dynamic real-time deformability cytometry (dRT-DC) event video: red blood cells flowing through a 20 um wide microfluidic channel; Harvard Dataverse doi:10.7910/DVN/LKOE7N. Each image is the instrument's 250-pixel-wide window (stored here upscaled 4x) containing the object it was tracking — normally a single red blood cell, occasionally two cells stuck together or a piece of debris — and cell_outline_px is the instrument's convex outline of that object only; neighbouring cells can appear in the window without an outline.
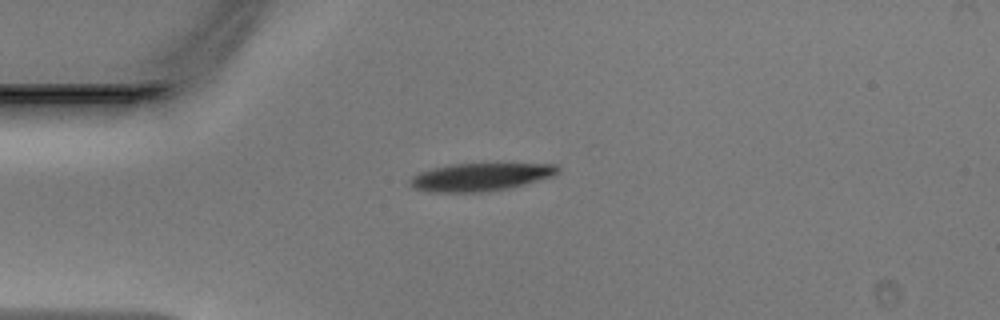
{"species": "Egyptian fruit bat (a non-hibernating species)", "species_latin": "Rousettus aegyptiacus", "temperature_condition": "warm", "stored_images_in_passage": 38, "camera_frame_rate_fps": 3000, "um_per_image_px": 0.085, "animal": {"sex": "male"}, "frame": {"image": 1, "passage_image": 2, "time_ms": 0.333, "image_size_px": [1000, 320], "cell_outline_px": [[560, 172], [552, 176], [524, 184], [504, 188], [480, 192], [436, 192], [416, 188], [408, 180], [412, 176], [420, 172], [436, 168], [456, 164], [556, 164], [560, 168]], "centroid_in_image_um": [40.87, 15.03], "position_along_channel_um": 44.1, "area_um2": 23.29}}
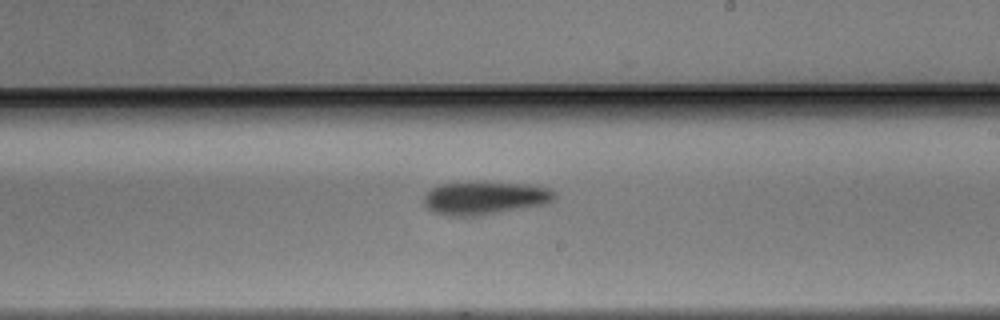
{"frame": {"image": 2, "passage_image": 18, "time_ms": 5.667, "image_size_px": [1000, 320], "cell_outline_px": [[556, 196], [552, 204], [476, 216], [448, 216], [432, 212], [424, 204], [424, 196], [432, 188], [440, 184], [480, 180], [524, 184], [548, 188], [556, 192]], "centroid_in_image_um": [41.25, 16.82], "position_along_channel_um": 247.8, "area_um2": 26.01}}
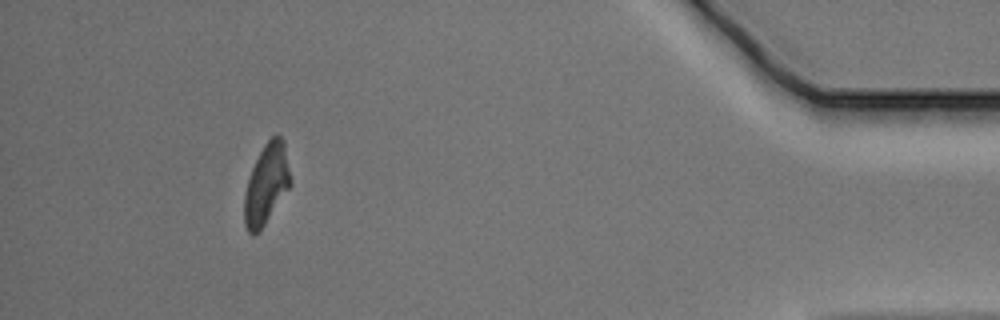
{"frame": {"image": 3, "passage_image": 34, "time_ms": 11.0, "image_size_px": [1000, 320], "cell_outline_px": [[292, 180], [288, 188], [264, 224], [252, 236], [248, 232], [244, 224], [244, 196], [248, 180], [252, 168], [264, 144], [276, 132], [284, 140]], "centroid_in_image_um": [22.65, 15.6], "position_along_channel_um": 412.6, "area_um2": 21.27}}